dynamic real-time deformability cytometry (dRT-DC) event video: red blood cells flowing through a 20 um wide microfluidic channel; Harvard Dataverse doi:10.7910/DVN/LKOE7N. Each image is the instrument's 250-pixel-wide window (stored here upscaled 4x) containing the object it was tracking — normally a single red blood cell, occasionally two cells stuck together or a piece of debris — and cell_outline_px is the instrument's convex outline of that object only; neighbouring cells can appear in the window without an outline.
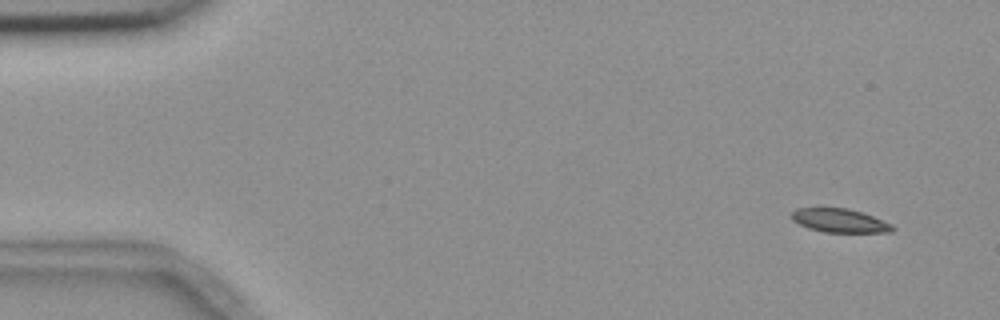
{"species": "common noctule bat (a hibernating species)", "species_latin": "Nyctalus noctula", "temperature_condition": "room temperature", "stored_images_in_passage": 5, "camera_frame_rate_fps": 3000, "um_per_image_px": 0.085, "animal": {"sex": "female", "body_mass_g": 18.4}, "frame": {"image": 1, "passage_image": 1, "time_ms": 0.0, "image_size_px": [1000, 320], "cell_outline_px": [[896, 228], [892, 232], [824, 232], [808, 228], [792, 220], [792, 212], [796, 208], [848, 208], [872, 216], [892, 224]], "centroid_in_image_um": [71.38, 18.75], "position_along_channel_um": 13.6, "area_um2": 13.81}}
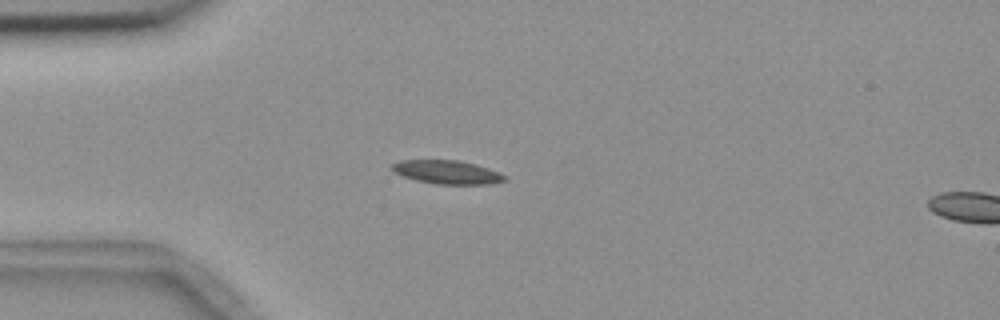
{"frame": {"image": 2, "passage_image": 4, "time_ms": 3.667, "image_size_px": [1000, 320], "cell_outline_px": [[508, 180], [492, 184], [436, 184], [416, 180], [404, 176], [396, 172], [392, 168], [392, 164], [400, 160], [460, 160], [476, 164], [500, 172], [508, 176]], "centroid_in_image_um": [38.09, 14.63], "position_along_channel_um": 46.9, "area_um2": 15.55}}